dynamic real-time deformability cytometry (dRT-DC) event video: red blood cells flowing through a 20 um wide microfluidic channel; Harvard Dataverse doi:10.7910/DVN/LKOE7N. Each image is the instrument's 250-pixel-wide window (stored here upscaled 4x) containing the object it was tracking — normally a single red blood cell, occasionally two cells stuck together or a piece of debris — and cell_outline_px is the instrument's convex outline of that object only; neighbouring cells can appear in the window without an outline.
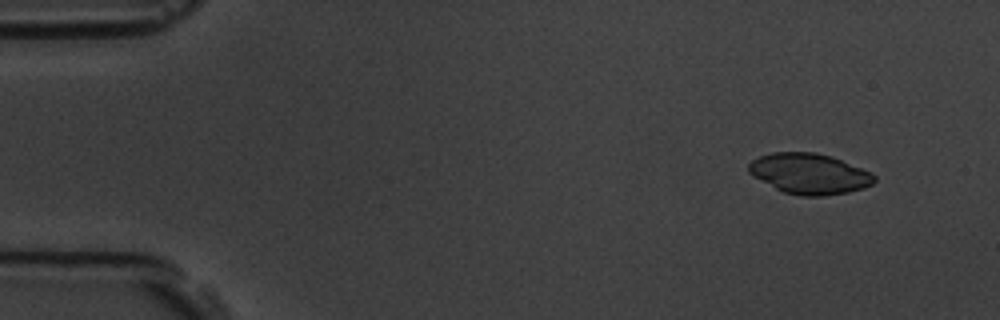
{"species": "common noctule bat (a hibernating species)", "species_latin": "Nyctalus noctula", "temperature_condition": "room temperature", "stored_images_in_passage": 5, "camera_frame_rate_fps": 3000, "um_per_image_px": 0.085, "animal": {"sex": "male", "body_mass_g": 19.5, "forearm_length_mm": 54.6}, "frame": {"image": 1, "passage_image": 1, "time_ms": 0.0, "image_size_px": [1000, 320], "cell_outline_px": [[876, 180], [872, 184], [864, 188], [848, 192], [824, 196], [800, 196], [784, 192], [776, 188], [748, 172], [748, 164], [752, 160], [760, 156], [772, 152], [816, 152], [832, 156], [872, 172], [876, 176]], "centroid_in_image_um": [68.84, 14.76], "position_along_channel_um": 16.2, "area_um2": 29.71}}